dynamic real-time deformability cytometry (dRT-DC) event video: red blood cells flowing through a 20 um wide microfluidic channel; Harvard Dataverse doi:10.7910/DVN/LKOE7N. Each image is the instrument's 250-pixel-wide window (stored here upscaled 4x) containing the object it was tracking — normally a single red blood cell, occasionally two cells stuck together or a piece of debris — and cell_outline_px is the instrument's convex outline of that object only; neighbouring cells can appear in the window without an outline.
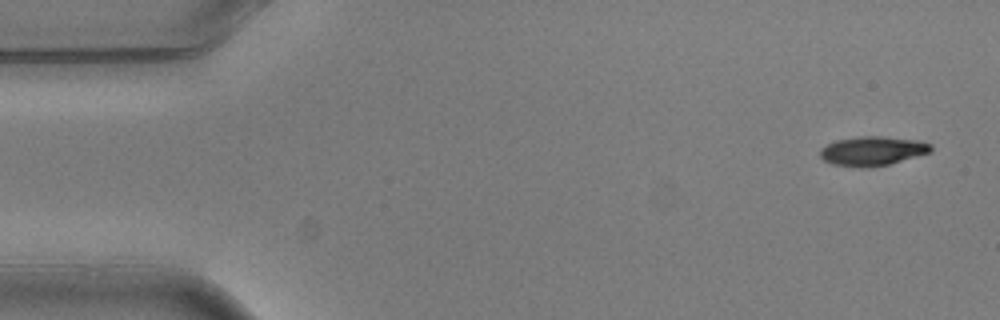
{"species": "common noctule bat (a hibernating species)", "species_latin": "Nyctalus noctula", "temperature_condition": "warm", "stored_images_in_passage": 4, "camera_frame_rate_fps": 3000, "um_per_image_px": 0.085, "animal": {"sex": "male", "body_mass_g": 20.5, "forearm_length_mm": 52.5}, "frame": {"image": 1, "passage_image": 1, "time_ms": 0.0, "image_size_px": [1000, 320], "cell_outline_px": [[932, 152], [888, 164], [868, 168], [860, 168], [832, 164], [824, 160], [820, 156], [820, 148], [836, 140], [860, 136], [880, 136], [920, 140], [932, 144]], "centroid_in_image_um": [74.17, 12.83], "position_along_channel_um": 10.8, "area_um2": 19.02}}
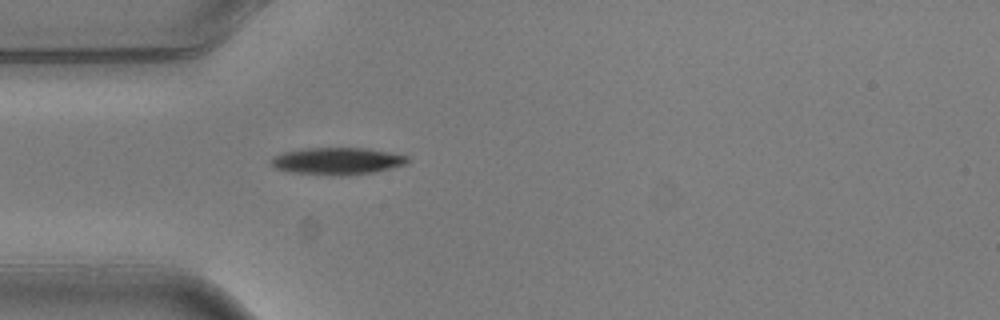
{"frame": {"image": 2, "passage_image": 4, "time_ms": 1.0, "image_size_px": [1000, 320], "cell_outline_px": [[408, 160], [404, 164], [372, 172], [348, 176], [332, 176], [288, 172], [276, 168], [272, 164], [272, 156], [284, 152], [304, 148], [368, 148], [408, 156]], "centroid_in_image_um": [28.62, 13.7], "position_along_channel_um": 56.4, "area_um2": 21.5}}